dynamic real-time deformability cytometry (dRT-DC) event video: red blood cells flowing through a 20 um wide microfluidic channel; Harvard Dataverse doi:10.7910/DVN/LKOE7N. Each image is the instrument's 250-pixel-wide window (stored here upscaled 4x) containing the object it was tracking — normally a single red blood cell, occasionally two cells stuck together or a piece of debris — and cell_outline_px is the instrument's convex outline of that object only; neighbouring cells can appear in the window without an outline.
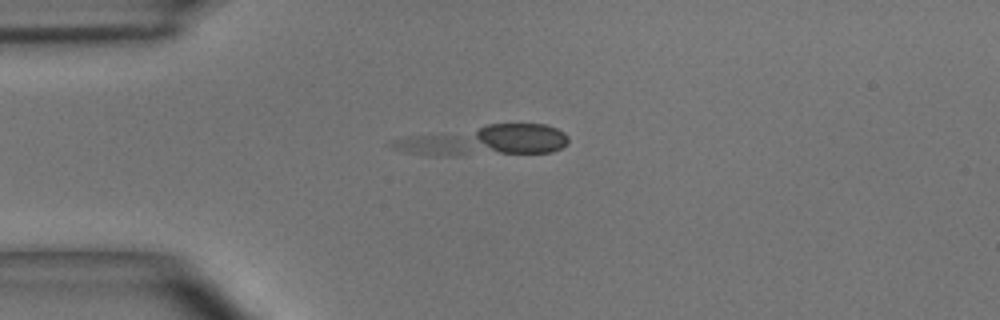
{"species": "common noctule bat (a hibernating species)", "species_latin": "Nyctalus noctula", "temperature_condition": "room temperature", "stored_images_in_passage": 4, "segment_of_instrument_passage": [1, 2], "camera_frame_rate_fps": 3000, "um_per_image_px": 0.085, "animal": {"sex": "male", "body_mass_g": 15.6}, "frame": {"image": 1, "passage_image": 1, "time_ms": 0.0, "image_size_px": [1000, 320], "cell_outline_px": [[568, 144], [552, 152], [456, 156], [428, 156], [404, 152], [392, 148], [384, 144], [388, 140], [408, 136], [488, 124], [544, 124], [556, 128], [564, 132], [568, 136]], "centroid_in_image_um": [41.14, 11.96], "position_along_channel_um": 43.9, "area_um2": 31.96}}